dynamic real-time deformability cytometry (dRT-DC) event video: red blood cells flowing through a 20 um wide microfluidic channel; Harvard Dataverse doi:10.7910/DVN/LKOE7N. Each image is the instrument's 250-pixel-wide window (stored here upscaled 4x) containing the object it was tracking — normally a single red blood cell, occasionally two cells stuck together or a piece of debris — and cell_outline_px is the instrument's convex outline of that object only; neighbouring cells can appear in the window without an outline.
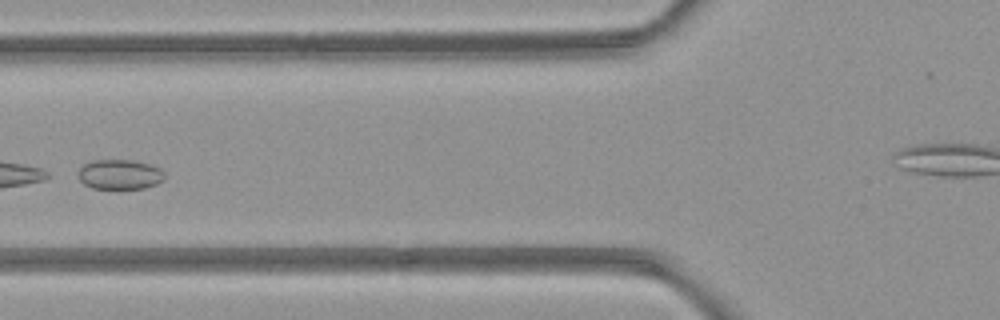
{"species": "common noctule bat (a hibernating species)", "species_latin": "Nyctalus noctula", "temperature_condition": "room temperature", "stored_images_in_passage": 5, "camera_frame_rate_fps": 3000, "um_per_image_px": 0.085, "animal": {"sex": "female", "body_mass_g": 21.9}, "frame": {"image": 1, "passage_image": 5, "time_ms": 4.667, "image_size_px": [1000, 320], "cell_outline_px": [[164, 180], [156, 184], [144, 188], [92, 188], [84, 184], [80, 180], [80, 168], [84, 164], [92, 160], [136, 160], [152, 164], [160, 168], [164, 172]], "centroid_in_image_um": [10.22, 14.81], "position_along_channel_um": 115.6, "area_um2": 15.03}}